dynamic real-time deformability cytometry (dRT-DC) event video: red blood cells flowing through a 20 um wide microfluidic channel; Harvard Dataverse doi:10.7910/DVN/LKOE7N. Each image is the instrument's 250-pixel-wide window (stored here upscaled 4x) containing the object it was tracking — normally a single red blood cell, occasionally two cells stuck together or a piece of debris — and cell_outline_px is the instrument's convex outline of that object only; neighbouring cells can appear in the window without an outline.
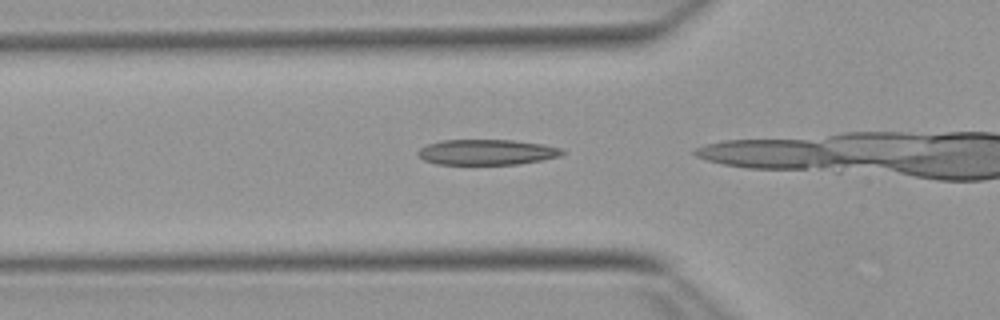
{"species": "Egyptian fruit bat (a non-hibernating species)", "species_latin": "Rousettus aegyptiacus", "temperature_condition": "warm", "stored_images_in_passage": 10, "camera_frame_rate_fps": 3000, "um_per_image_px": 0.085, "animal": {"sex": "female"}, "frame": {"image": 1, "passage_image": 2, "time_ms": 0.333, "image_size_px": [1000, 320], "cell_outline_px": [[564, 152], [560, 156], [544, 160], [520, 164], [436, 164], [424, 160], [416, 156], [416, 152], [420, 148], [428, 144], [444, 140], [512, 140], [544, 144], [560, 148]], "centroid_in_image_um": [41.36, 12.94], "position_along_channel_um": 84.4, "area_um2": 21.5}}